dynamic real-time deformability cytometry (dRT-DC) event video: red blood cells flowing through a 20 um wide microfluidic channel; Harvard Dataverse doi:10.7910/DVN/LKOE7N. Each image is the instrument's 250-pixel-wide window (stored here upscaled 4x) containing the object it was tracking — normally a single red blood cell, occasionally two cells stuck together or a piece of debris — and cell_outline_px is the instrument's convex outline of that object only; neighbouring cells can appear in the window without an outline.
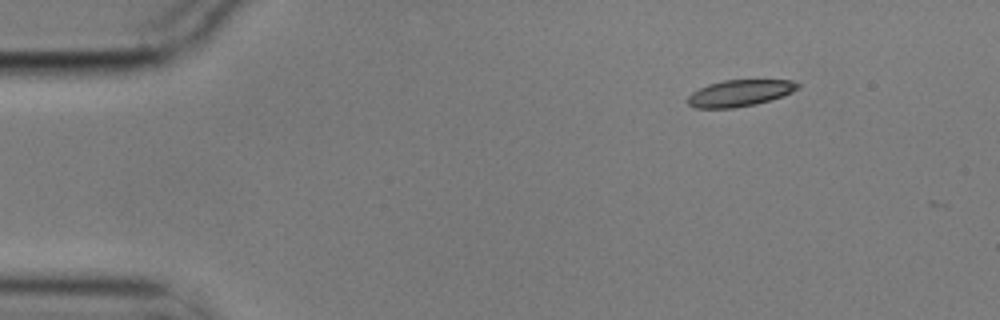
{"species": "common noctule bat (a hibernating species)", "species_latin": "Nyctalus noctula", "temperature_condition": "cold", "stored_images_in_passage": 9, "camera_frame_rate_fps": 3000, "um_per_image_px": 0.085, "animal": {"sex": "male", "body_mass_g": 17.9}, "frame": {"image": 1, "passage_image": 1, "time_ms": 0.0, "image_size_px": [1000, 320], "cell_outline_px": [[800, 88], [784, 96], [756, 104], [732, 108], [696, 108], [688, 104], [688, 96], [692, 92], [708, 84], [724, 80], [792, 80], [800, 84]], "centroid_in_image_um": [62.91, 7.91], "position_along_channel_um": 22.1, "area_um2": 17.05}}
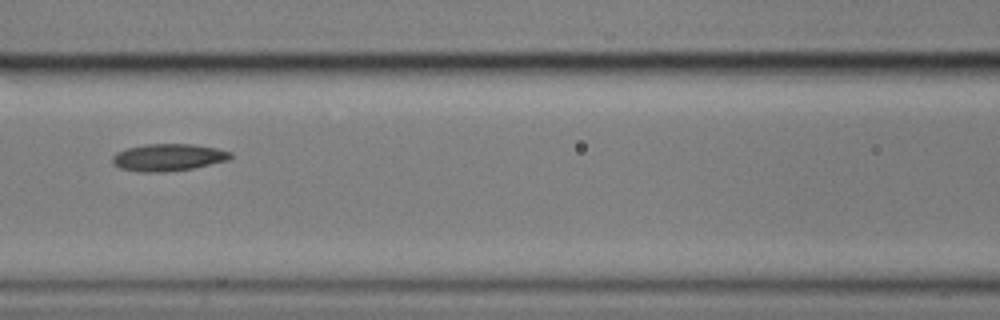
{"frame": {"image": 2, "passage_image": 6, "time_ms": 1.667, "image_size_px": [1000, 320], "cell_outline_px": [[232, 156], [228, 160], [192, 168], [164, 172], [136, 172], [120, 168], [112, 164], [112, 156], [116, 152], [128, 148], [144, 144], [192, 144], [216, 148], [232, 152]], "centroid_in_image_um": [14.26, 13.38], "position_along_channel_um": 152.3, "area_um2": 18.73}}
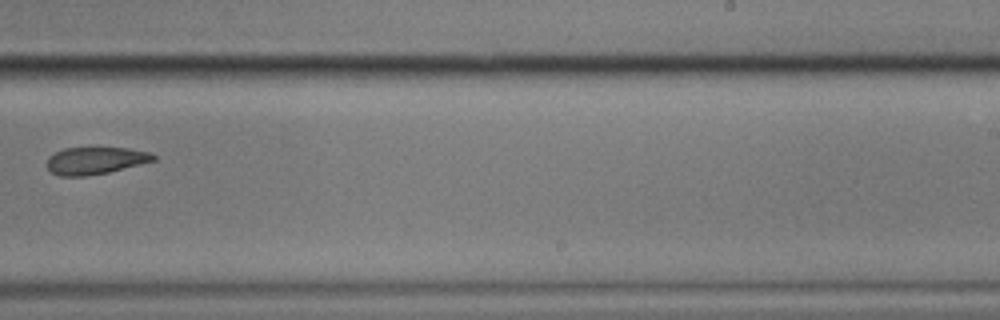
{"frame": {"image": 3, "passage_image": 9, "time_ms": 2.667, "image_size_px": [1000, 320], "cell_outline_px": [[156, 160], [108, 172], [84, 176], [60, 176], [52, 172], [44, 164], [48, 156], [64, 148], [92, 144], [96, 144], [128, 148], [148, 152], [156, 156]], "centroid_in_image_um": [8.06, 13.58], "position_along_channel_um": 280.9, "area_um2": 17.8}}